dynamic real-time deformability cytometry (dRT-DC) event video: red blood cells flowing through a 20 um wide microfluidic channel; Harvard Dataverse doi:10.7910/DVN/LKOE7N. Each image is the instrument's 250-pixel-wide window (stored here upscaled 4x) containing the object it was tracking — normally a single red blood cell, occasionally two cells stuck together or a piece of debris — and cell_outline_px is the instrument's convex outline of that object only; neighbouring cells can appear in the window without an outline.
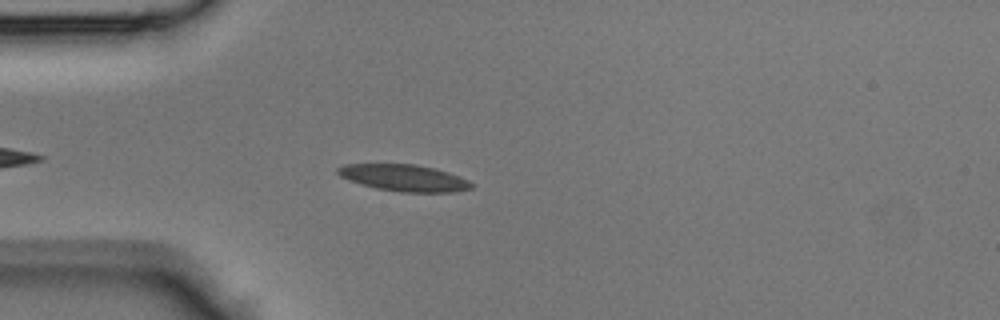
{"species": "Egyptian fruit bat (a non-hibernating species)", "species_latin": "Rousettus aegyptiacus", "temperature_condition": "room temperature", "stored_images_in_passage": 35, "camera_frame_rate_fps": 3000, "um_per_image_px": 0.085, "animal": {"sex": "male"}, "frame": {"image": 1, "passage_image": 5, "time_ms": 1.333, "image_size_px": [1000, 320], "cell_outline_px": [[472, 188], [452, 192], [400, 192], [376, 188], [360, 184], [348, 180], [340, 176], [336, 172], [336, 168], [344, 164], [416, 164], [448, 172], [460, 176], [468, 180], [472, 184]], "centroid_in_image_um": [34.31, 15.12], "position_along_channel_um": 50.7, "area_um2": 20.75}}
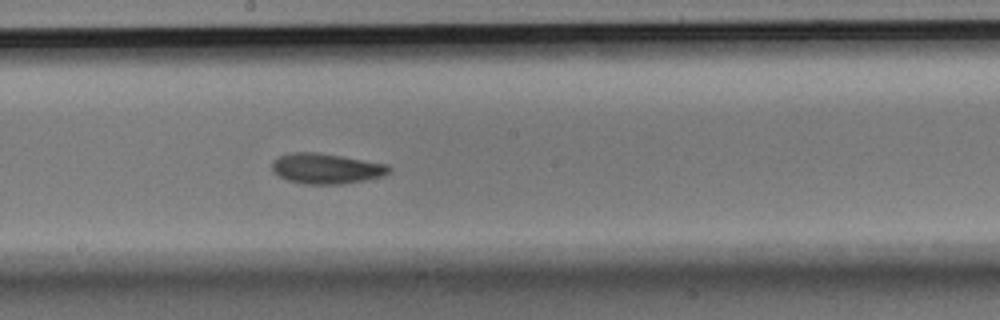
{"frame": {"image": 2, "passage_image": 17, "time_ms": 5.333, "image_size_px": [1000, 320], "cell_outline_px": [[392, 168], [384, 176], [364, 180], [340, 184], [304, 184], [288, 180], [272, 172], [272, 160], [276, 156], [288, 152], [316, 152], [388, 164]], "centroid_in_image_um": [27.69, 14.32], "position_along_channel_um": 220.5, "area_um2": 20.81}}
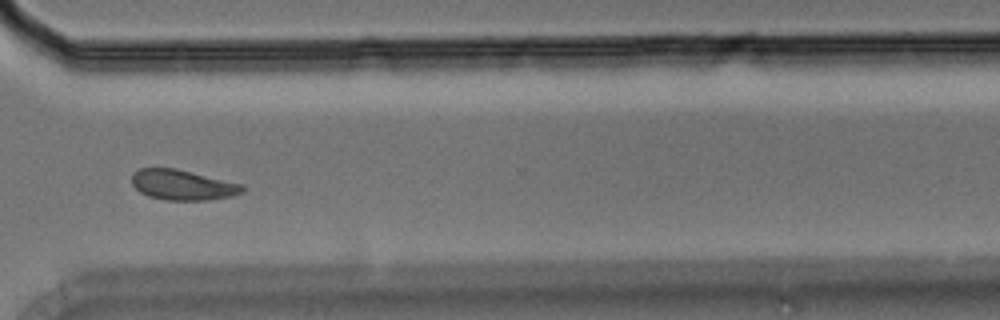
{"frame": {"image": 3, "passage_image": 26, "time_ms": 8.333, "image_size_px": [1000, 320], "cell_outline_px": [[244, 192], [232, 196], [208, 200], [164, 200], [148, 196], [140, 192], [132, 184], [132, 172], [140, 168], [176, 168], [244, 184]], "centroid_in_image_um": [15.53, 15.71], "position_along_channel_um": 355.1, "area_um2": 19.71}}